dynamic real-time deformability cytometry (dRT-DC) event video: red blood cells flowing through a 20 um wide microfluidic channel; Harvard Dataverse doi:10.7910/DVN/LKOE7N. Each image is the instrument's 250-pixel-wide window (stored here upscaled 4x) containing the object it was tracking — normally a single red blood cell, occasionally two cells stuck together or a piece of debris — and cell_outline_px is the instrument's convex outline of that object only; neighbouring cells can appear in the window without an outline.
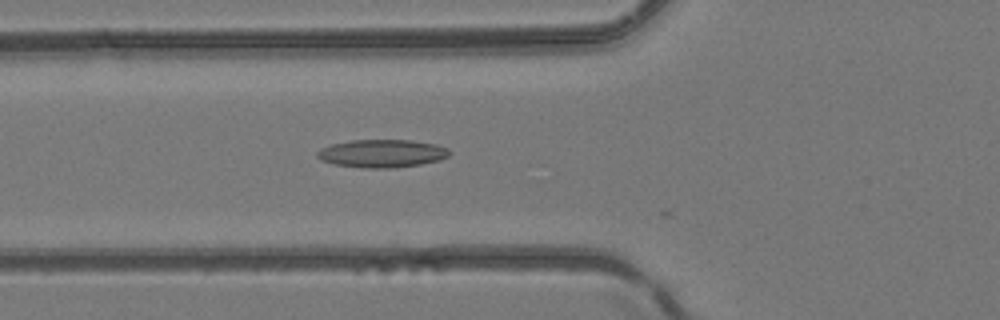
{"species": "common noctule bat (a hibernating species)", "species_latin": "Nyctalus noctula", "temperature_condition": "room temperature", "stored_images_in_passage": 44, "camera_frame_rate_fps": 3000, "um_per_image_px": 0.085, "animal": {"sex": "female", "body_mass_g": 24.6, "forearm_length_mm": 56.2}, "frame": {"image": 1, "passage_image": 19, "time_ms": 6.0, "image_size_px": [1000, 320], "cell_outline_px": [[452, 152], [448, 156], [440, 160], [420, 164], [392, 168], [364, 168], [336, 164], [320, 160], [316, 156], [316, 152], [320, 148], [332, 144], [352, 140], [412, 140], [436, 144], [448, 148]], "centroid_in_image_um": [32.48, 13.04], "position_along_channel_um": 93.3, "area_um2": 21.62}}
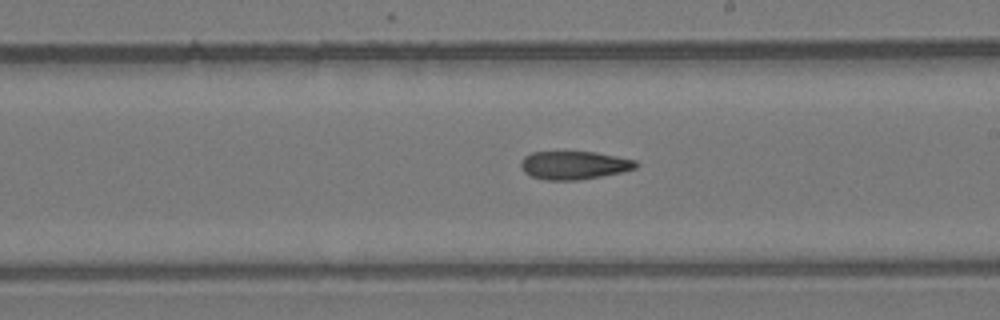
{"frame": {"image": 2, "passage_image": 29, "time_ms": 9.333, "image_size_px": [1000, 320], "cell_outline_px": [[640, 164], [636, 168], [620, 172], [600, 176], [576, 180], [544, 180], [532, 176], [524, 172], [520, 164], [520, 160], [524, 156], [532, 152], [596, 152], [636, 160]], "centroid_in_image_um": [48.78, 14.04], "position_along_channel_um": 240.2, "area_um2": 18.9}}
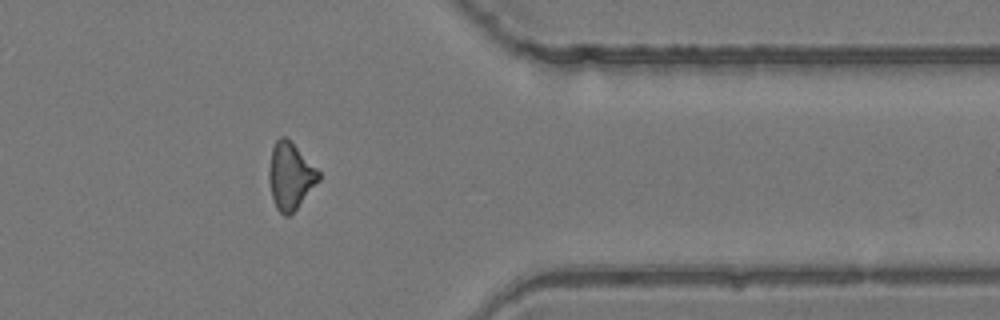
{"frame": {"image": 3, "passage_image": 40, "time_ms": 13.0, "image_size_px": [1000, 320], "cell_outline_px": [[320, 180], [296, 208], [288, 216], [284, 216], [276, 208], [272, 196], [268, 180], [268, 172], [272, 148], [276, 140], [280, 136], [284, 136], [320, 172]], "centroid_in_image_um": [24.65, 14.98], "position_along_channel_um": 386.7, "area_um2": 18.9}}